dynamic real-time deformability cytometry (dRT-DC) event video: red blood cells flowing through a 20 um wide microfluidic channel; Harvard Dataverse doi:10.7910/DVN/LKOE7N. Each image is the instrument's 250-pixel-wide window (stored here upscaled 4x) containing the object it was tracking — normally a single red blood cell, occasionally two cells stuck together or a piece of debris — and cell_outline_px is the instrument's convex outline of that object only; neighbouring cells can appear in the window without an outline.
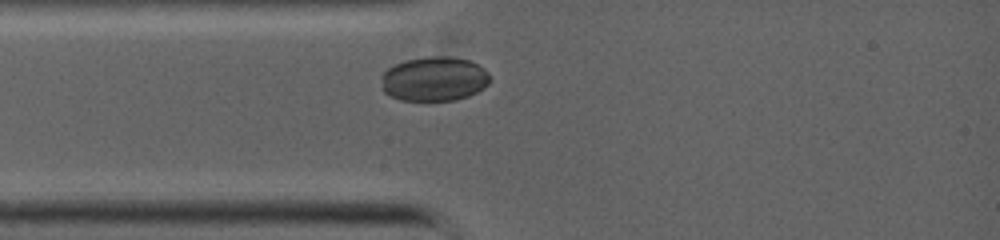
{"species": "common noctule bat (a hibernating species)", "species_latin": "Nyctalus noctula", "temperature_condition": "warm", "stored_images_in_passage": 3, "camera_frame_rate_fps": 5000, "um_per_image_px": 0.085, "animal": {"sex": "female", "body_mass_g": 19.0, "forearm_length_mm": 53.3}, "frame": {"image": 1, "passage_image": 1, "time_ms": 0.0, "image_size_px": [1000, 240], "cell_outline_px": [[492, 80], [484, 88], [468, 96], [456, 100], [400, 100], [384, 92], [380, 88], [380, 76], [388, 68], [404, 60], [440, 56], [452, 56], [468, 60], [484, 68], [488, 72]], "centroid_in_image_um": [36.9, 6.71], "position_along_channel_um": 48.1, "area_um2": 28.32}}